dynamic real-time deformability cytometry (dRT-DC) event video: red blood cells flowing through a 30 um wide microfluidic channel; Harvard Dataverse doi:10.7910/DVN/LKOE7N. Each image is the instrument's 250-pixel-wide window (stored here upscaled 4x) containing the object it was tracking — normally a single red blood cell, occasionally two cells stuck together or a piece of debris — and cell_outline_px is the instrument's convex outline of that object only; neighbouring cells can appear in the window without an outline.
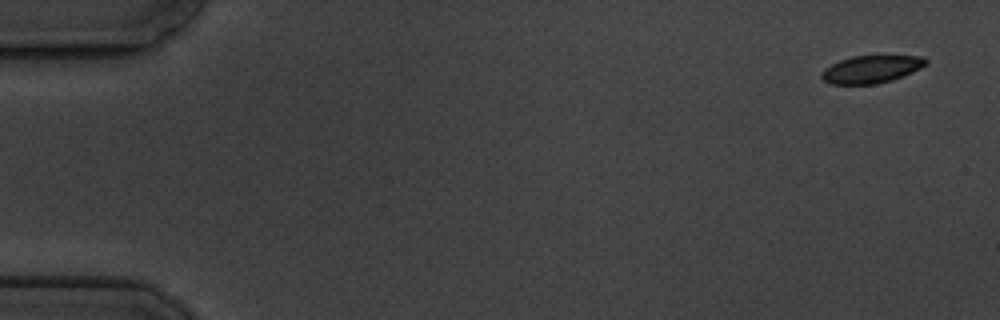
{"species": "common noctule bat (a hibernating species)", "species_latin": "Nyctalus noctula", "temperature_condition": "cold", "stored_images_in_passage": 4, "camera_frame_rate_fps": 3000, "um_per_image_px": 0.085, "animal": {"sex": "male", "body_mass_g": 19.5, "forearm_length_mm": 54.6}, "frame": {"image": 1, "passage_image": 1, "time_ms": 0.0, "image_size_px": [1000, 320], "cell_outline_px": [[928, 64], [912, 72], [892, 80], [876, 84], [832, 84], [824, 80], [820, 76], [824, 68], [840, 60], [852, 56], [924, 56], [928, 60]], "centroid_in_image_um": [74.07, 5.88], "position_along_channel_um": 10.9, "area_um2": 16.7}}